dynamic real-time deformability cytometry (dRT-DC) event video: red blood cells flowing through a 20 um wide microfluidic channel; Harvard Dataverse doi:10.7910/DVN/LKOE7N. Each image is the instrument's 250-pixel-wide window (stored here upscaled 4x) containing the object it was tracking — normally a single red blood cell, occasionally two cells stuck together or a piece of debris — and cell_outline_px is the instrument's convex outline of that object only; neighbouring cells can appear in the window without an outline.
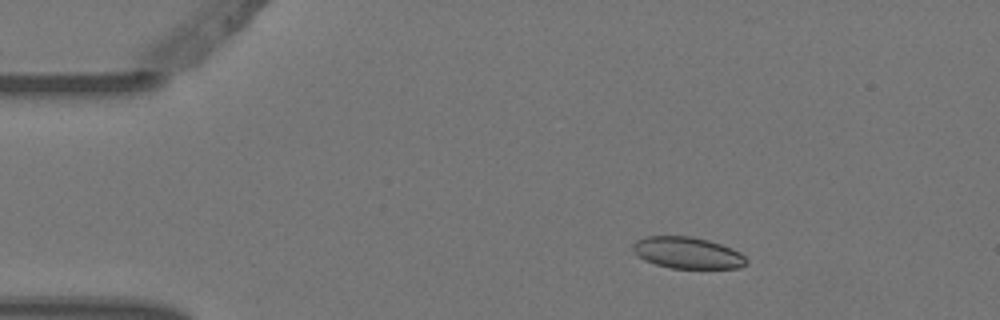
{"species": "Egyptian fruit bat (a non-hibernating species)", "species_latin": "Rousettus aegyptiacus", "temperature_condition": "warm", "stored_images_in_passage": 13, "camera_frame_rate_fps": 3000, "um_per_image_px": 0.085, "animal": {"sex": "female"}, "frame": {"image": 1, "passage_image": 1, "time_ms": 0.0, "image_size_px": [1000, 320], "cell_outline_px": [[748, 260], [740, 268], [668, 268], [644, 260], [636, 256], [632, 248], [632, 244], [636, 240], [644, 236], [692, 236], [708, 240], [732, 248], [740, 252]], "centroid_in_image_um": [58.39, 21.48], "position_along_channel_um": 26.6, "area_um2": 20.98}}
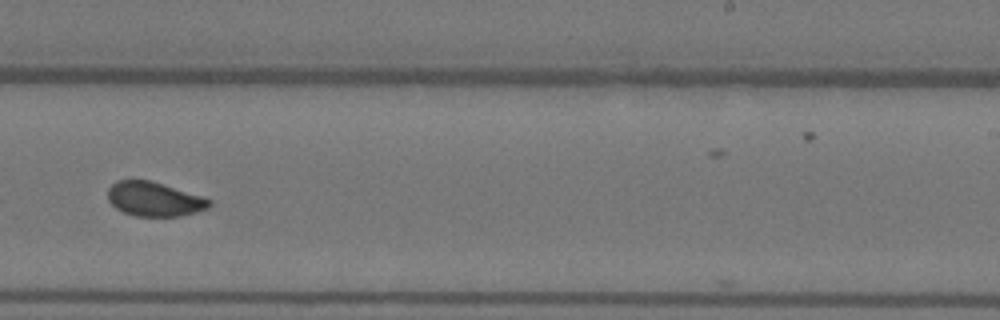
{"frame": {"image": 2, "passage_image": 8, "time_ms": 2.333, "image_size_px": [1000, 320], "cell_outline_px": [[212, 204], [208, 208], [196, 212], [180, 216], [136, 216], [124, 212], [116, 208], [108, 200], [108, 188], [116, 180], [148, 180], [200, 196], [212, 200]], "centroid_in_image_um": [13.09, 16.93], "position_along_channel_um": 275.9, "area_um2": 20.0}}
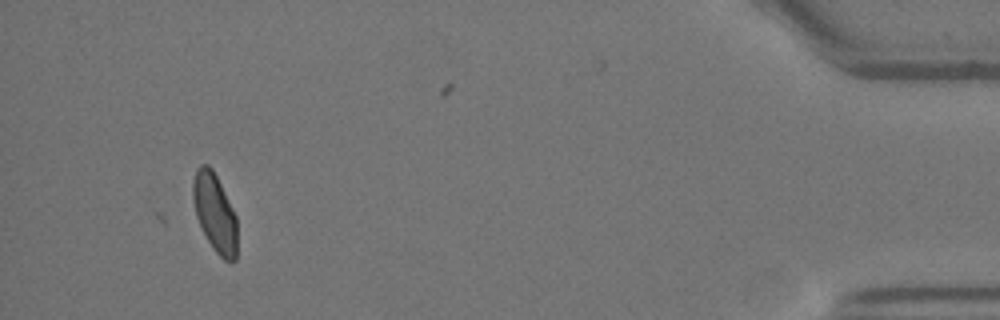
{"frame": {"image": 3, "passage_image": 12, "time_ms": 3.667, "image_size_px": [1000, 320], "cell_outline_px": [[236, 260], [232, 264], [224, 260], [212, 248], [196, 216], [192, 200], [192, 180], [196, 168], [200, 164], [208, 164], [212, 168], [236, 216]], "centroid_in_image_um": [18.24, 18.08], "position_along_channel_um": 417.0, "area_um2": 20.17}}